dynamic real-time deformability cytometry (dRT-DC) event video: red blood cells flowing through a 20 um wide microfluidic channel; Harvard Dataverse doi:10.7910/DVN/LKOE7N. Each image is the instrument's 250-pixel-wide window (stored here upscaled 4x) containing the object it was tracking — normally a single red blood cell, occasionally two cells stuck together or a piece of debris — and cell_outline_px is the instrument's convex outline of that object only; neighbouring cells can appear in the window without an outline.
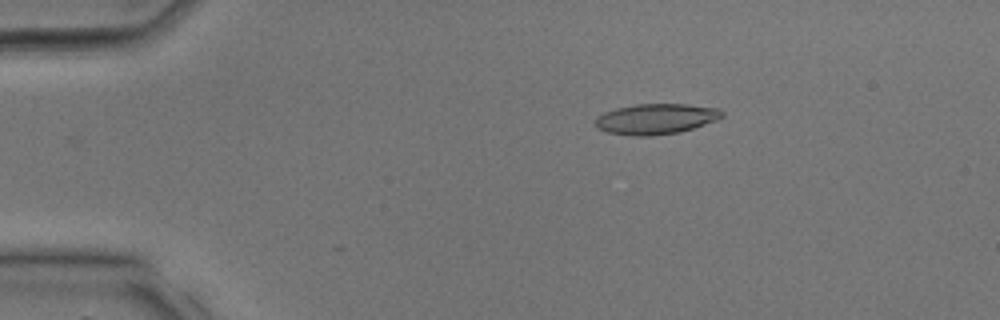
{"species": "common noctule bat (a hibernating species)", "species_latin": "Nyctalus noctula", "temperature_condition": "room temperature", "stored_images_in_passage": 8, "camera_frame_rate_fps": 3000, "um_per_image_px": 0.085, "animal": {"sex": "male", "body_mass_g": 17.9, "forearm_length_mm": 54.2}, "frame": {"image": 1, "passage_image": 7, "time_ms": 2.0, "image_size_px": [1000, 320], "cell_outline_px": [[724, 116], [716, 120], [680, 132], [652, 136], [632, 136], [608, 132], [596, 128], [596, 116], [604, 112], [616, 108], [636, 104], [688, 104], [720, 108], [724, 112]], "centroid_in_image_um": [55.76, 10.1], "position_along_channel_um": 29.2, "area_um2": 22.66}}